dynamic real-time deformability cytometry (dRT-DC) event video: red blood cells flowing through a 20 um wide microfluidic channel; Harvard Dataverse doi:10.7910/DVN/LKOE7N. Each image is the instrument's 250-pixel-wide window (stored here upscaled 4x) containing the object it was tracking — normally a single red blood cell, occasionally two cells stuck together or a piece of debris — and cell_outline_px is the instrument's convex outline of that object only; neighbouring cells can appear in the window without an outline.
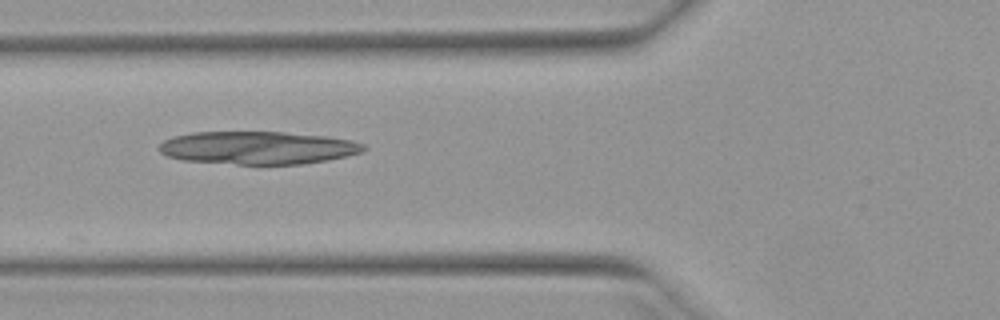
{"species": "Egyptian fruit bat (a non-hibernating species)", "species_latin": "Rousettus aegyptiacus", "temperature_condition": "warm", "stored_images_in_passage": 48, "camera_frame_rate_fps": 3000, "um_per_image_px": 0.085, "animal": {"sex": "female"}, "frame": {"image": 1, "passage_image": 20, "time_ms": 6.333, "image_size_px": [1000, 320], "cell_outline_px": [[352, 152], [336, 156], [316, 160], [288, 164], [248, 164], [204, 160], [176, 156], [168, 152], [172, 140], [184, 136], [212, 132], [268, 132], [336, 140]], "centroid_in_image_um": [21.72, 12.57], "position_along_channel_um": 104.1, "area_um2": 32.77}}
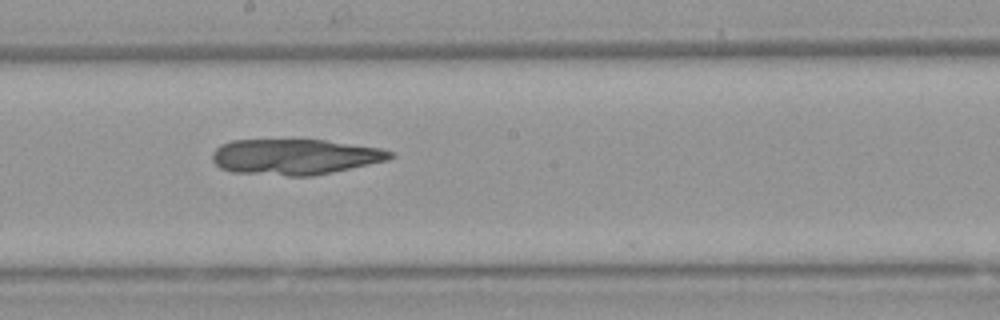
{"frame": {"image": 2, "passage_image": 29, "time_ms": 9.333, "image_size_px": [1000, 320], "cell_outline_px": [[388, 156], [376, 160], [360, 164], [324, 172], [284, 172], [228, 168], [220, 164], [216, 160], [216, 152], [220, 148], [228, 144], [244, 140], [312, 140], [368, 148], [388, 152]], "centroid_in_image_um": [25.0, 13.24], "position_along_channel_um": 223.2, "area_um2": 30.98}}
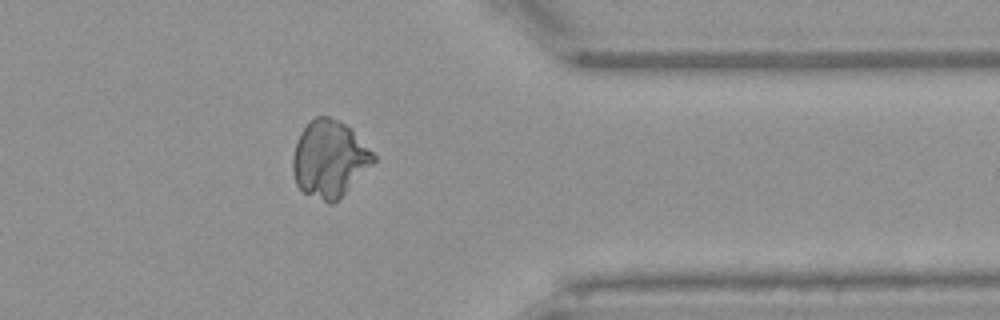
{"frame": {"image": 3, "passage_image": 42, "time_ms": 13.667, "image_size_px": [1000, 320], "cell_outline_px": [[372, 160], [332, 200], [308, 192], [296, 180], [296, 148], [300, 136], [308, 124], [348, 128], [372, 156]], "centroid_in_image_um": [27.95, 13.56], "position_along_channel_um": 383.4, "area_um2": 29.48}}